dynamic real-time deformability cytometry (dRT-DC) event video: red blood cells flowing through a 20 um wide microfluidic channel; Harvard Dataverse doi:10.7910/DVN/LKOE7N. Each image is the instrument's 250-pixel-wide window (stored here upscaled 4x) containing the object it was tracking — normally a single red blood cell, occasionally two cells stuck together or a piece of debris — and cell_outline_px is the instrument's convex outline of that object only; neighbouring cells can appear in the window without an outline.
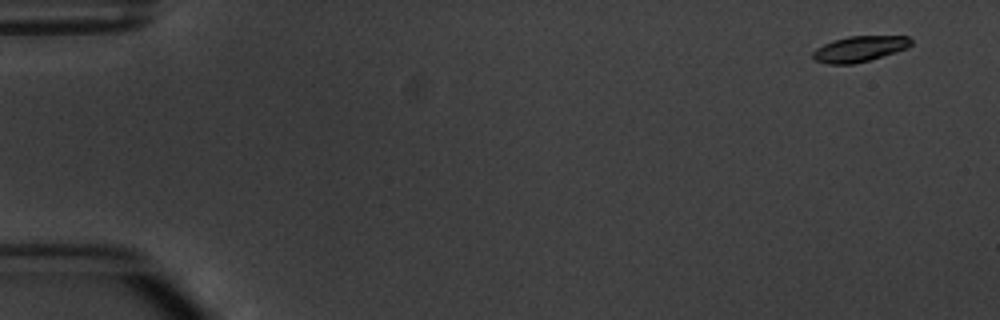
{"species": "common noctule bat (a hibernating species)", "species_latin": "Nyctalus noctula", "temperature_condition": "warm", "stored_images_in_passage": 5, "camera_frame_rate_fps": 3000, "um_per_image_px": 0.085, "animal": {"sex": "male", "body_mass_g": 20.1, "forearm_length_mm": 53.5}, "frame": {"image": 1, "passage_image": 1, "time_ms": 0.0, "image_size_px": [1000, 320], "cell_outline_px": [[912, 44], [908, 48], [896, 52], [868, 60], [852, 64], [828, 64], [816, 60], [812, 56], [812, 52], [816, 48], [824, 44], [848, 36], [908, 36], [912, 40]], "centroid_in_image_um": [73.08, 4.15], "position_along_channel_um": 11.9, "area_um2": 14.57}}
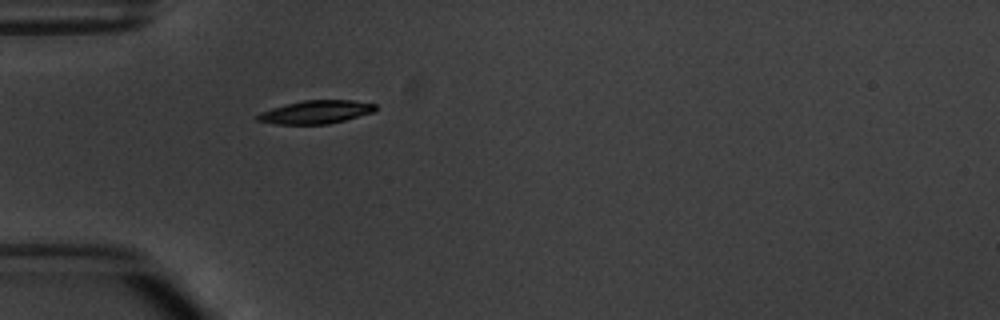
{"frame": {"image": 2, "passage_image": 5, "time_ms": 4.667, "image_size_px": [1000, 320], "cell_outline_px": [[376, 108], [372, 112], [344, 120], [328, 124], [276, 124], [256, 120], [252, 116], [260, 112], [272, 108], [304, 100], [352, 100], [376, 104]], "centroid_in_image_um": [26.8, 9.52], "position_along_channel_um": 58.2, "area_um2": 15.84}}